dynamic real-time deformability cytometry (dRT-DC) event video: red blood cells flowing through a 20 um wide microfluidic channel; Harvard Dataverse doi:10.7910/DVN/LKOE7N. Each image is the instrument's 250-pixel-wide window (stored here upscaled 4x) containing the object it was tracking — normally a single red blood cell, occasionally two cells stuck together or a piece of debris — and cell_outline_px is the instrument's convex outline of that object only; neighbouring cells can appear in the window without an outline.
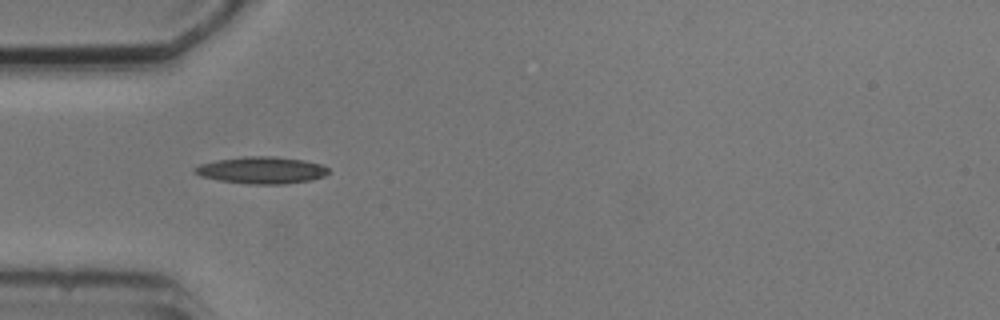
{"species": "common noctule bat (a hibernating species)", "species_latin": "Nyctalus noctula", "temperature_condition": "cold", "stored_images_in_passage": 2, "camera_frame_rate_fps": 3000, "um_per_image_px": 0.085, "animal": {"sex": "male", "body_mass_g": 20.5, "forearm_length_mm": 52.5}, "frame": {"image": 1, "passage_image": 2, "time_ms": 2.0, "image_size_px": [1000, 320], "cell_outline_px": [[328, 172], [324, 176], [312, 180], [284, 184], [248, 184], [220, 180], [200, 176], [192, 172], [192, 168], [200, 164], [216, 160], [244, 156], [276, 156], [304, 160], [324, 164], [328, 168]], "centroid_in_image_um": [22.24, 14.46], "position_along_channel_um": 62.8, "area_um2": 21.21}}